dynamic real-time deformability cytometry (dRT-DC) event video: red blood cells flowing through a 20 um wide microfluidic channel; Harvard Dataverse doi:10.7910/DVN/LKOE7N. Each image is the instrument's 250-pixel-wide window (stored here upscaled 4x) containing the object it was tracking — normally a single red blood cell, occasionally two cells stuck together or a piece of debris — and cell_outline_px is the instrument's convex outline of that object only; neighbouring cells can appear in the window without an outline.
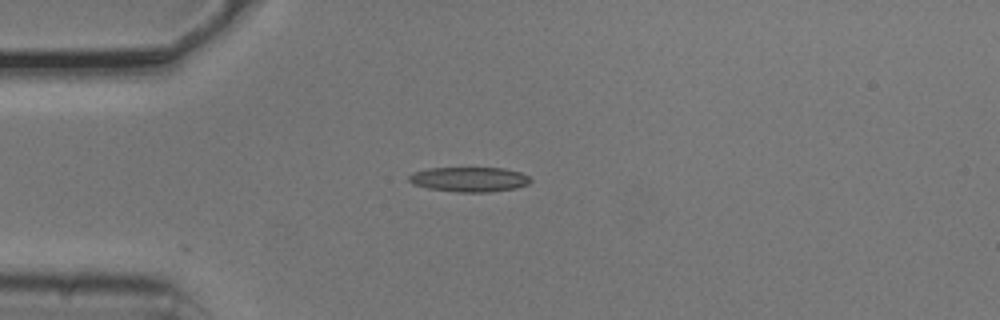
{"species": "common noctule bat (a hibernating species)", "species_latin": "Nyctalus noctula", "temperature_condition": "cold", "stored_images_in_passage": 4, "camera_frame_rate_fps": 3000, "um_per_image_px": 0.085, "animal": {"sex": "male", "body_mass_g": 20.5, "forearm_length_mm": 52.5}, "frame": {"image": 1, "passage_image": 1, "time_ms": 0.0, "image_size_px": [1000, 320], "cell_outline_px": [[532, 180], [528, 184], [516, 188], [488, 192], [456, 192], [428, 188], [412, 184], [408, 180], [408, 176], [412, 172], [428, 168], [504, 168], [520, 172], [528, 176]], "centroid_in_image_um": [39.86, 15.24], "position_along_channel_um": 45.1, "area_um2": 17.63}}
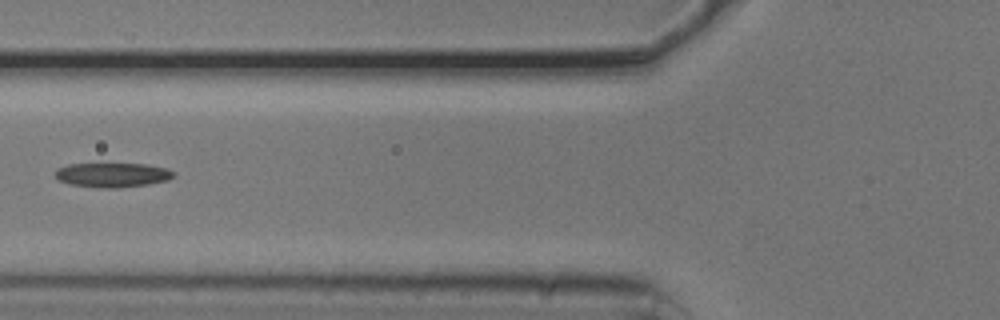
{"frame": {"image": 2, "passage_image": 3, "time_ms": 0.667, "image_size_px": [1000, 320], "cell_outline_px": [[176, 172], [168, 180], [148, 184], [116, 188], [108, 188], [68, 184], [60, 180], [56, 176], [56, 168], [68, 164], [148, 164], [164, 168]], "centroid_in_image_um": [9.55, 14.86], "position_along_channel_um": 116.2, "area_um2": 16.65}}
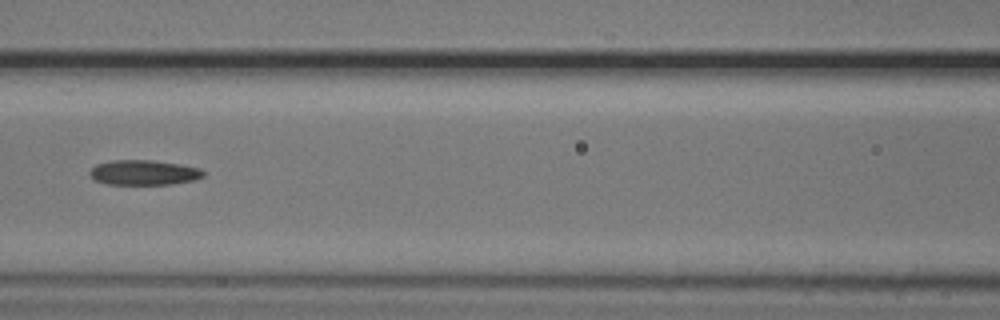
{"frame": {"image": 3, "passage_image": 4, "time_ms": 1.0, "image_size_px": [1000, 320], "cell_outline_px": [[204, 176], [192, 180], [172, 184], [108, 184], [92, 180], [88, 172], [96, 164], [112, 160], [152, 160], [180, 164], [200, 168], [204, 172]], "centroid_in_image_um": [12.18, 14.66], "position_along_channel_um": 154.4, "area_um2": 16.59}}